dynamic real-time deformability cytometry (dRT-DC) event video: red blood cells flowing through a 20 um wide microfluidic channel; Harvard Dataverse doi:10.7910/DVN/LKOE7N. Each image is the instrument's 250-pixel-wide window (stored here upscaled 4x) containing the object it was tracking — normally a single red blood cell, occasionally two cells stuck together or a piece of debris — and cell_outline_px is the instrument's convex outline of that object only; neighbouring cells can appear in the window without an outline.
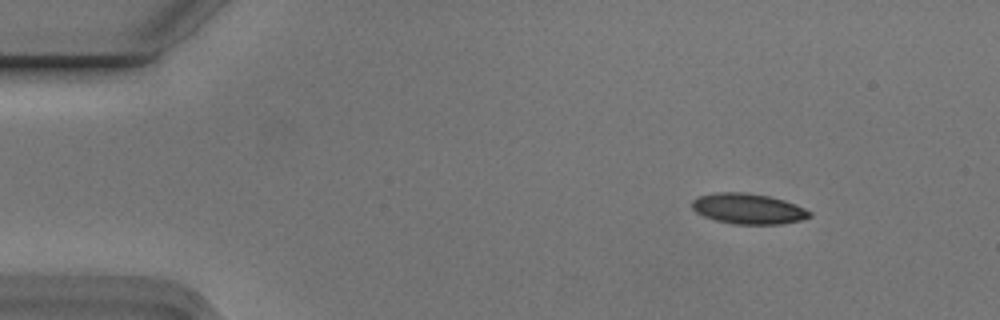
{"species": "Egyptian fruit bat (a non-hibernating species)", "species_latin": "Rousettus aegyptiacus", "temperature_condition": "cold", "stored_images_in_passage": 6, "camera_frame_rate_fps": 3000, "um_per_image_px": 0.085, "animal": {"sex": "male"}, "frame": {"image": 1, "passage_image": 2, "time_ms": 0.333, "image_size_px": [1000, 320], "cell_outline_px": [[812, 216], [800, 220], [780, 224], [732, 224], [716, 220], [704, 216], [696, 212], [692, 208], [692, 200], [696, 196], [716, 192], [744, 192], [768, 196], [784, 200], [804, 208], [812, 212]], "centroid_in_image_um": [63.57, 17.74], "position_along_channel_um": 21.4, "area_um2": 20.92}}